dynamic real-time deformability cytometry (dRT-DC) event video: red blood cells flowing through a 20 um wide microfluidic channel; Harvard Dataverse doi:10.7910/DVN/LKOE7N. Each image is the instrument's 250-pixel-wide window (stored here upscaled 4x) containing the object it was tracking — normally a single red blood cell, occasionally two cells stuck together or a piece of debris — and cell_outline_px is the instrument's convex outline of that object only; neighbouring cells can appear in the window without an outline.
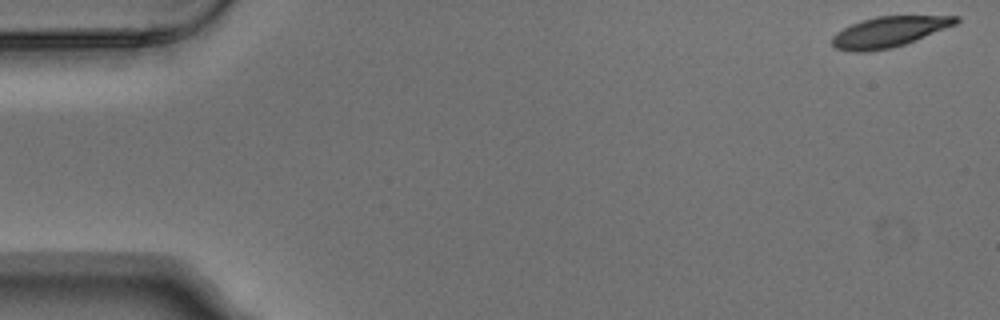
{"species": "Egyptian fruit bat (a non-hibernating species)", "species_latin": "Rousettus aegyptiacus", "temperature_condition": "warm", "stored_images_in_passage": 4, "camera_frame_rate_fps": 3000, "um_per_image_px": 0.085, "animal": {"sex": "male"}, "frame": {"image": 1, "passage_image": 1, "time_ms": 0.0, "image_size_px": [1000, 320], "cell_outline_px": [[960, 20], [956, 24], [916, 40], [892, 48], [868, 52], [852, 52], [836, 48], [832, 44], [832, 36], [836, 32], [860, 20], [876, 16], [960, 16]], "centroid_in_image_um": [75.54, 2.71], "position_along_channel_um": 9.5, "area_um2": 22.02}}
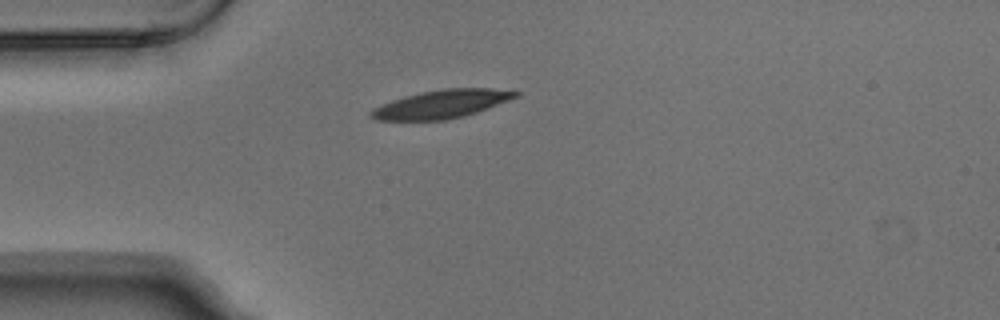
{"frame": {"image": 2, "passage_image": 4, "time_ms": 1.0, "image_size_px": [1000, 320], "cell_outline_px": [[520, 96], [476, 112], [464, 116], [444, 120], [376, 120], [368, 116], [368, 112], [372, 108], [392, 100], [404, 96], [420, 92], [444, 88], [488, 88], [520, 92]], "centroid_in_image_um": [37.48, 8.85], "position_along_channel_um": 47.5, "area_um2": 23.81}}